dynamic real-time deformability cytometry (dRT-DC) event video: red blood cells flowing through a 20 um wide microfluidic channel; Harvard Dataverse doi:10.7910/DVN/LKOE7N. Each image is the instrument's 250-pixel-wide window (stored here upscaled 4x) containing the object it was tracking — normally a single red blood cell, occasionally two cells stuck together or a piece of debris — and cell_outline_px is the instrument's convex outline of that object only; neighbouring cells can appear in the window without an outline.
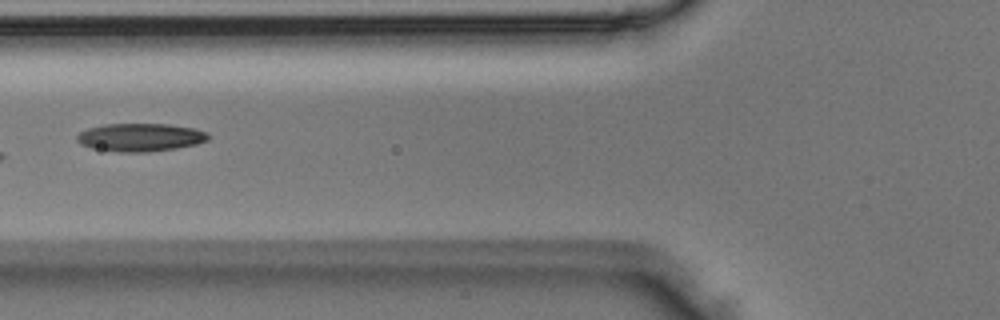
{"species": "Egyptian fruit bat (a non-hibernating species)", "species_latin": "Rousettus aegyptiacus", "temperature_condition": "room temperature", "stored_images_in_passage": 4, "camera_frame_rate_fps": 3000, "um_per_image_px": 0.085, "animal": {"sex": "male"}, "frame": {"image": 1, "passage_image": 3, "time_ms": 0.667, "image_size_px": [1000, 320], "cell_outline_px": [[212, 136], [208, 140], [196, 144], [176, 148], [144, 152], [120, 152], [92, 148], [80, 144], [76, 140], [76, 136], [80, 132], [88, 128], [104, 124], [168, 124], [192, 128], [208, 132]], "centroid_in_image_um": [11.93, 11.67], "position_along_channel_um": 113.9, "area_um2": 21.5}}